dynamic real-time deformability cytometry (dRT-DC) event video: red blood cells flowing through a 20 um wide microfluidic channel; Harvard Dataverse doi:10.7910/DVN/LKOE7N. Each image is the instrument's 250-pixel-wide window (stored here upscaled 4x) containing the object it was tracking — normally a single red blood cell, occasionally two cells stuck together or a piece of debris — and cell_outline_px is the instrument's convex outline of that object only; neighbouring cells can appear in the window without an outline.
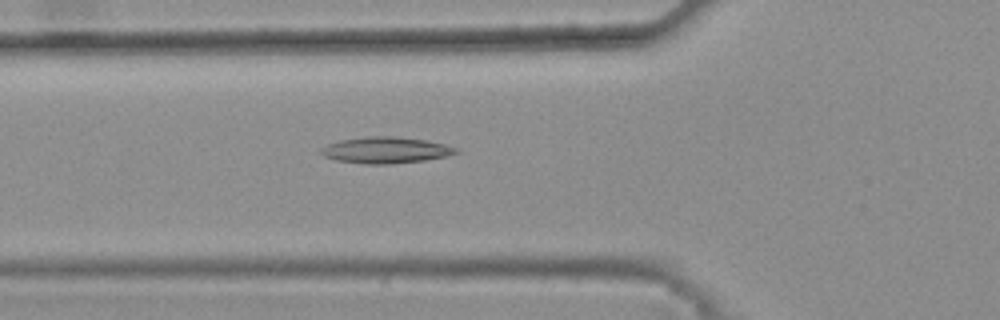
{"species": "common noctule bat (a hibernating species)", "species_latin": "Nyctalus noctula", "temperature_condition": "warm", "stored_images_in_passage": 47, "camera_frame_rate_fps": 3000, "um_per_image_px": 0.085, "animal": {"sex": "female", "body_mass_g": 25.1}, "frame": {"image": 1, "passage_image": 19, "time_ms": 6.0, "image_size_px": [1000, 320], "cell_outline_px": [[460, 152], [444, 156], [424, 160], [388, 164], [364, 164], [336, 160], [324, 156], [320, 152], [320, 148], [328, 144], [340, 140], [368, 136], [392, 136], [428, 140], [444, 144], [456, 148]], "centroid_in_image_um": [32.76, 12.75], "position_along_channel_um": 93.0, "area_um2": 20.58}}
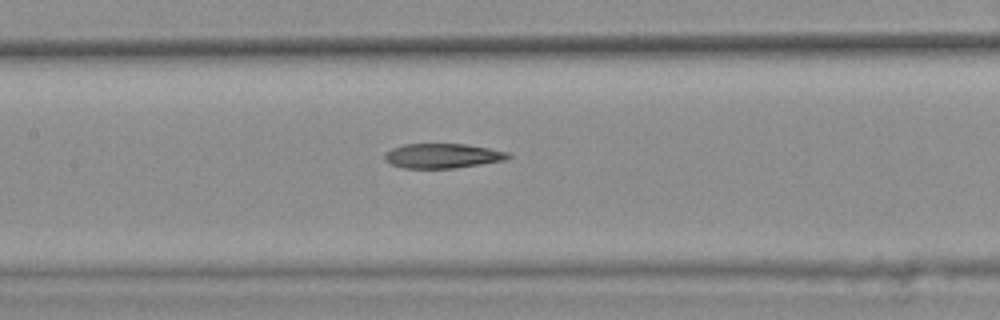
{"frame": {"image": 2, "passage_image": 25, "time_ms": 8.0, "image_size_px": [1000, 320], "cell_outline_px": [[512, 156], [504, 160], [456, 168], [400, 168], [388, 164], [384, 160], [384, 156], [392, 148], [404, 144], [468, 144], [508, 152]], "centroid_in_image_um": [37.58, 13.25], "position_along_channel_um": 169.8, "area_um2": 17.8}}
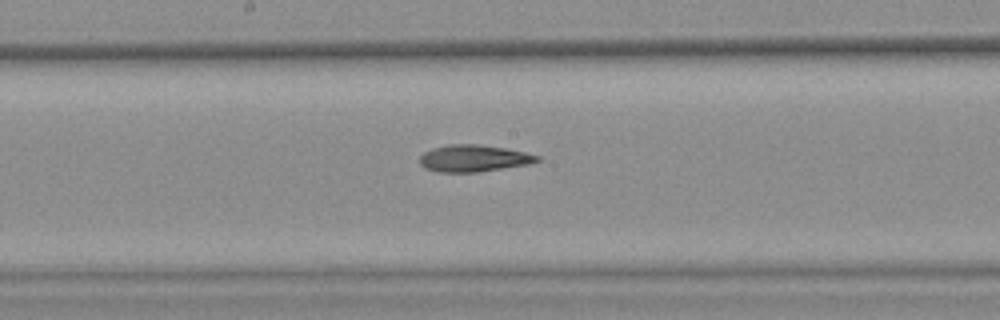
{"frame": {"image": 3, "passage_image": 28, "time_ms": 9.0, "image_size_px": [1000, 320], "cell_outline_px": [[540, 160], [528, 164], [480, 172], [440, 172], [424, 168], [420, 164], [420, 156], [424, 152], [432, 148], [448, 144], [476, 144], [504, 148], [524, 152], [540, 156]], "centroid_in_image_um": [40.23, 13.46], "position_along_channel_um": 208.0, "area_um2": 18.32}, "authors_computed_cell_mechanics": {"area_um2": 18.6116, "velocity_mm_per_s": 3.8253, "shape_relaxation_time_tau1_ms": null, "shape_relaxation_time_tau2_ms": 9.208, "deformation_change_tau1": null, "deformation_change_tau2": 0.2279}}